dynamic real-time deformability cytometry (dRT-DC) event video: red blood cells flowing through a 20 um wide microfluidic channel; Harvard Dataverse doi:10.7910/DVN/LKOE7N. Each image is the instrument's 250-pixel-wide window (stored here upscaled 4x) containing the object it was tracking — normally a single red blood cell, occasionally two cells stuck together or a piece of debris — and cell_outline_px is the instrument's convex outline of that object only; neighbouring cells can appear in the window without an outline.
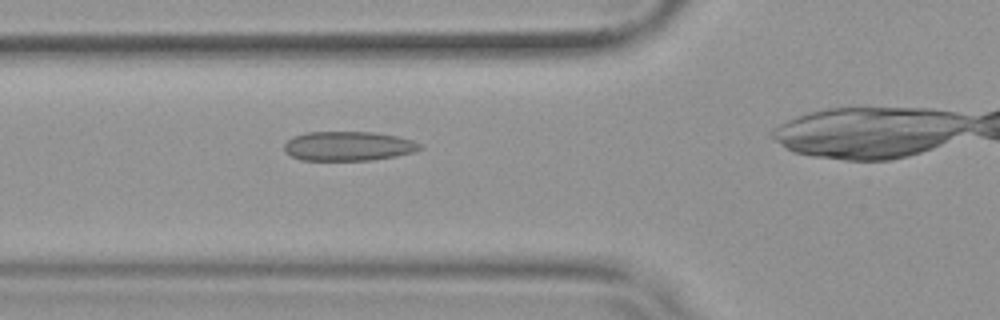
{"species": "common noctule bat (a hibernating species)", "species_latin": "Nyctalus noctula", "temperature_condition": "warm", "stored_images_in_passage": 34, "camera_frame_rate_fps": 3000, "um_per_image_px": 0.085, "animal": {"sex": "female", "body_mass_g": 19.9}, "frame": {"image": 1, "passage_image": 10, "time_ms": 3.0, "image_size_px": [1000, 320], "cell_outline_px": [[424, 148], [412, 152], [396, 156], [372, 160], [300, 160], [284, 152], [284, 144], [292, 136], [304, 132], [372, 132], [396, 136], [412, 140], [420, 144]], "centroid_in_image_um": [29.57, 12.42], "position_along_channel_um": 96.2, "area_um2": 23.29}}